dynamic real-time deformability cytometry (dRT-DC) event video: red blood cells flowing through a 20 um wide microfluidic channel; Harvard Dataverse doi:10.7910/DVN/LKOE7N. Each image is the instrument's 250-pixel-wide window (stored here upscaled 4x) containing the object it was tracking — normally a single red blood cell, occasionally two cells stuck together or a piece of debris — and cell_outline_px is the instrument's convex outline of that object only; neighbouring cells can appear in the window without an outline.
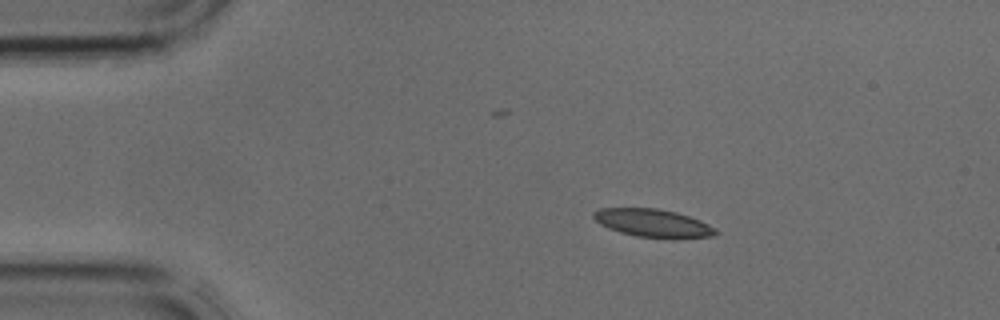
{"species": "common noctule bat (a hibernating species)", "species_latin": "Nyctalus noctula", "temperature_condition": "cold", "stored_images_in_passage": 2, "camera_frame_rate_fps": 3000, "um_per_image_px": 0.085, "animal": {"sex": "male", "body_mass_g": 17.9, "forearm_length_mm": 54.2}, "frame": {"image": 1, "passage_image": 1, "time_ms": 0.0, "image_size_px": [1000, 320], "cell_outline_px": [[720, 232], [712, 236], [672, 240], [636, 236], [620, 232], [608, 228], [600, 224], [592, 216], [592, 212], [600, 208], [656, 208], [676, 212], [700, 220], [716, 228]], "centroid_in_image_um": [55.54, 18.98], "position_along_channel_um": 29.5, "area_um2": 20.35}}